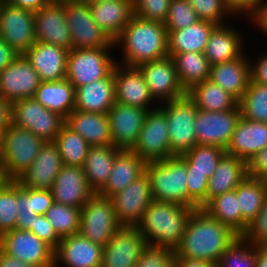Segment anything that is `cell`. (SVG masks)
Instances as JSON below:
<instances>
[{
  "label": "cell",
  "mask_w": 267,
  "mask_h": 267,
  "mask_svg": "<svg viewBox=\"0 0 267 267\" xmlns=\"http://www.w3.org/2000/svg\"><path fill=\"white\" fill-rule=\"evenodd\" d=\"M239 237L231 228L211 217L204 209L190 215L175 257L208 261L217 266L223 252Z\"/></svg>",
  "instance_id": "obj_1"
},
{
  "label": "cell",
  "mask_w": 267,
  "mask_h": 267,
  "mask_svg": "<svg viewBox=\"0 0 267 267\" xmlns=\"http://www.w3.org/2000/svg\"><path fill=\"white\" fill-rule=\"evenodd\" d=\"M167 41L168 32L163 23L133 15L114 43L123 45V66L137 67L168 56Z\"/></svg>",
  "instance_id": "obj_2"
},
{
  "label": "cell",
  "mask_w": 267,
  "mask_h": 267,
  "mask_svg": "<svg viewBox=\"0 0 267 267\" xmlns=\"http://www.w3.org/2000/svg\"><path fill=\"white\" fill-rule=\"evenodd\" d=\"M195 208L153 200L137 225L147 245L176 249Z\"/></svg>",
  "instance_id": "obj_3"
},
{
  "label": "cell",
  "mask_w": 267,
  "mask_h": 267,
  "mask_svg": "<svg viewBox=\"0 0 267 267\" xmlns=\"http://www.w3.org/2000/svg\"><path fill=\"white\" fill-rule=\"evenodd\" d=\"M45 141L12 123L1 135L0 170L4 180H17L38 156Z\"/></svg>",
  "instance_id": "obj_4"
},
{
  "label": "cell",
  "mask_w": 267,
  "mask_h": 267,
  "mask_svg": "<svg viewBox=\"0 0 267 267\" xmlns=\"http://www.w3.org/2000/svg\"><path fill=\"white\" fill-rule=\"evenodd\" d=\"M153 200L188 206L187 165L182 155L146 163Z\"/></svg>",
  "instance_id": "obj_5"
},
{
  "label": "cell",
  "mask_w": 267,
  "mask_h": 267,
  "mask_svg": "<svg viewBox=\"0 0 267 267\" xmlns=\"http://www.w3.org/2000/svg\"><path fill=\"white\" fill-rule=\"evenodd\" d=\"M158 108L167 119L169 144L173 156L182 155L197 145L194 121L198 108L187 94L164 102V106L158 105Z\"/></svg>",
  "instance_id": "obj_6"
},
{
  "label": "cell",
  "mask_w": 267,
  "mask_h": 267,
  "mask_svg": "<svg viewBox=\"0 0 267 267\" xmlns=\"http://www.w3.org/2000/svg\"><path fill=\"white\" fill-rule=\"evenodd\" d=\"M109 197L95 193L80 211L79 233L101 246H105L121 227Z\"/></svg>",
  "instance_id": "obj_7"
},
{
  "label": "cell",
  "mask_w": 267,
  "mask_h": 267,
  "mask_svg": "<svg viewBox=\"0 0 267 267\" xmlns=\"http://www.w3.org/2000/svg\"><path fill=\"white\" fill-rule=\"evenodd\" d=\"M11 123L47 142L55 141L65 125V118L43 107L34 97H29L11 103Z\"/></svg>",
  "instance_id": "obj_8"
},
{
  "label": "cell",
  "mask_w": 267,
  "mask_h": 267,
  "mask_svg": "<svg viewBox=\"0 0 267 267\" xmlns=\"http://www.w3.org/2000/svg\"><path fill=\"white\" fill-rule=\"evenodd\" d=\"M111 47L71 49L67 58L66 79L76 89L90 82L106 78L117 64L108 55Z\"/></svg>",
  "instance_id": "obj_9"
},
{
  "label": "cell",
  "mask_w": 267,
  "mask_h": 267,
  "mask_svg": "<svg viewBox=\"0 0 267 267\" xmlns=\"http://www.w3.org/2000/svg\"><path fill=\"white\" fill-rule=\"evenodd\" d=\"M72 49L114 47V41L93 20L89 4L81 0L64 2Z\"/></svg>",
  "instance_id": "obj_10"
},
{
  "label": "cell",
  "mask_w": 267,
  "mask_h": 267,
  "mask_svg": "<svg viewBox=\"0 0 267 267\" xmlns=\"http://www.w3.org/2000/svg\"><path fill=\"white\" fill-rule=\"evenodd\" d=\"M146 163L172 157L165 114L154 108L146 113L138 141L131 149Z\"/></svg>",
  "instance_id": "obj_11"
},
{
  "label": "cell",
  "mask_w": 267,
  "mask_h": 267,
  "mask_svg": "<svg viewBox=\"0 0 267 267\" xmlns=\"http://www.w3.org/2000/svg\"><path fill=\"white\" fill-rule=\"evenodd\" d=\"M0 249L37 267H54V249L31 231L15 228L2 234Z\"/></svg>",
  "instance_id": "obj_12"
},
{
  "label": "cell",
  "mask_w": 267,
  "mask_h": 267,
  "mask_svg": "<svg viewBox=\"0 0 267 267\" xmlns=\"http://www.w3.org/2000/svg\"><path fill=\"white\" fill-rule=\"evenodd\" d=\"M240 118L239 106L223 112L198 109L194 121L197 144L218 146L226 150Z\"/></svg>",
  "instance_id": "obj_13"
},
{
  "label": "cell",
  "mask_w": 267,
  "mask_h": 267,
  "mask_svg": "<svg viewBox=\"0 0 267 267\" xmlns=\"http://www.w3.org/2000/svg\"><path fill=\"white\" fill-rule=\"evenodd\" d=\"M34 11L4 1L0 10V37L19 55L36 43Z\"/></svg>",
  "instance_id": "obj_14"
},
{
  "label": "cell",
  "mask_w": 267,
  "mask_h": 267,
  "mask_svg": "<svg viewBox=\"0 0 267 267\" xmlns=\"http://www.w3.org/2000/svg\"><path fill=\"white\" fill-rule=\"evenodd\" d=\"M109 198L119 223L122 226H137L153 201L148 175L145 172L125 189L114 193Z\"/></svg>",
  "instance_id": "obj_15"
},
{
  "label": "cell",
  "mask_w": 267,
  "mask_h": 267,
  "mask_svg": "<svg viewBox=\"0 0 267 267\" xmlns=\"http://www.w3.org/2000/svg\"><path fill=\"white\" fill-rule=\"evenodd\" d=\"M137 68L143 74L154 101L169 102L187 94L180 85L174 61L170 56L141 63Z\"/></svg>",
  "instance_id": "obj_16"
},
{
  "label": "cell",
  "mask_w": 267,
  "mask_h": 267,
  "mask_svg": "<svg viewBox=\"0 0 267 267\" xmlns=\"http://www.w3.org/2000/svg\"><path fill=\"white\" fill-rule=\"evenodd\" d=\"M146 245L137 226H121L103 247L101 267H136Z\"/></svg>",
  "instance_id": "obj_17"
},
{
  "label": "cell",
  "mask_w": 267,
  "mask_h": 267,
  "mask_svg": "<svg viewBox=\"0 0 267 267\" xmlns=\"http://www.w3.org/2000/svg\"><path fill=\"white\" fill-rule=\"evenodd\" d=\"M41 79L24 55L0 71V97L12 103L33 97Z\"/></svg>",
  "instance_id": "obj_18"
},
{
  "label": "cell",
  "mask_w": 267,
  "mask_h": 267,
  "mask_svg": "<svg viewBox=\"0 0 267 267\" xmlns=\"http://www.w3.org/2000/svg\"><path fill=\"white\" fill-rule=\"evenodd\" d=\"M35 39L54 44L68 51L72 49V37L66 22L64 2H50L34 11Z\"/></svg>",
  "instance_id": "obj_19"
},
{
  "label": "cell",
  "mask_w": 267,
  "mask_h": 267,
  "mask_svg": "<svg viewBox=\"0 0 267 267\" xmlns=\"http://www.w3.org/2000/svg\"><path fill=\"white\" fill-rule=\"evenodd\" d=\"M147 112V109L115 102L107 113L112 145L131 150L138 141Z\"/></svg>",
  "instance_id": "obj_20"
},
{
  "label": "cell",
  "mask_w": 267,
  "mask_h": 267,
  "mask_svg": "<svg viewBox=\"0 0 267 267\" xmlns=\"http://www.w3.org/2000/svg\"><path fill=\"white\" fill-rule=\"evenodd\" d=\"M62 165L58 146L54 141H47L34 162L17 181L24 188L51 190Z\"/></svg>",
  "instance_id": "obj_21"
},
{
  "label": "cell",
  "mask_w": 267,
  "mask_h": 267,
  "mask_svg": "<svg viewBox=\"0 0 267 267\" xmlns=\"http://www.w3.org/2000/svg\"><path fill=\"white\" fill-rule=\"evenodd\" d=\"M54 202L82 208L95 194L83 167L62 165L51 188Z\"/></svg>",
  "instance_id": "obj_22"
},
{
  "label": "cell",
  "mask_w": 267,
  "mask_h": 267,
  "mask_svg": "<svg viewBox=\"0 0 267 267\" xmlns=\"http://www.w3.org/2000/svg\"><path fill=\"white\" fill-rule=\"evenodd\" d=\"M103 246L93 243L80 233L62 238L54 249V267H101Z\"/></svg>",
  "instance_id": "obj_23"
},
{
  "label": "cell",
  "mask_w": 267,
  "mask_h": 267,
  "mask_svg": "<svg viewBox=\"0 0 267 267\" xmlns=\"http://www.w3.org/2000/svg\"><path fill=\"white\" fill-rule=\"evenodd\" d=\"M113 72L116 102L148 111L153 110L148 107L154 98L150 94L143 74L137 67L121 66V63H117Z\"/></svg>",
  "instance_id": "obj_24"
},
{
  "label": "cell",
  "mask_w": 267,
  "mask_h": 267,
  "mask_svg": "<svg viewBox=\"0 0 267 267\" xmlns=\"http://www.w3.org/2000/svg\"><path fill=\"white\" fill-rule=\"evenodd\" d=\"M68 53L62 47L36 41L24 57L37 71L41 82H48L66 78Z\"/></svg>",
  "instance_id": "obj_25"
},
{
  "label": "cell",
  "mask_w": 267,
  "mask_h": 267,
  "mask_svg": "<svg viewBox=\"0 0 267 267\" xmlns=\"http://www.w3.org/2000/svg\"><path fill=\"white\" fill-rule=\"evenodd\" d=\"M267 145V123L240 118L226 148V154L248 162Z\"/></svg>",
  "instance_id": "obj_26"
},
{
  "label": "cell",
  "mask_w": 267,
  "mask_h": 267,
  "mask_svg": "<svg viewBox=\"0 0 267 267\" xmlns=\"http://www.w3.org/2000/svg\"><path fill=\"white\" fill-rule=\"evenodd\" d=\"M116 102L114 72L75 89V110L107 114Z\"/></svg>",
  "instance_id": "obj_27"
},
{
  "label": "cell",
  "mask_w": 267,
  "mask_h": 267,
  "mask_svg": "<svg viewBox=\"0 0 267 267\" xmlns=\"http://www.w3.org/2000/svg\"><path fill=\"white\" fill-rule=\"evenodd\" d=\"M92 18L115 41L134 15L133 0H105L89 4Z\"/></svg>",
  "instance_id": "obj_28"
},
{
  "label": "cell",
  "mask_w": 267,
  "mask_h": 267,
  "mask_svg": "<svg viewBox=\"0 0 267 267\" xmlns=\"http://www.w3.org/2000/svg\"><path fill=\"white\" fill-rule=\"evenodd\" d=\"M65 125L83 137L90 146H108L112 144L107 114L74 109L65 119Z\"/></svg>",
  "instance_id": "obj_29"
},
{
  "label": "cell",
  "mask_w": 267,
  "mask_h": 267,
  "mask_svg": "<svg viewBox=\"0 0 267 267\" xmlns=\"http://www.w3.org/2000/svg\"><path fill=\"white\" fill-rule=\"evenodd\" d=\"M209 80L239 101L251 82L250 63L247 57L243 54L238 59L211 66Z\"/></svg>",
  "instance_id": "obj_30"
},
{
  "label": "cell",
  "mask_w": 267,
  "mask_h": 267,
  "mask_svg": "<svg viewBox=\"0 0 267 267\" xmlns=\"http://www.w3.org/2000/svg\"><path fill=\"white\" fill-rule=\"evenodd\" d=\"M146 162L135 152L122 149L114 160L109 180L98 192L100 196L110 197L125 189L130 183L145 173Z\"/></svg>",
  "instance_id": "obj_31"
},
{
  "label": "cell",
  "mask_w": 267,
  "mask_h": 267,
  "mask_svg": "<svg viewBox=\"0 0 267 267\" xmlns=\"http://www.w3.org/2000/svg\"><path fill=\"white\" fill-rule=\"evenodd\" d=\"M239 32L227 25H217L210 33L204 55L210 66L240 58L243 40Z\"/></svg>",
  "instance_id": "obj_32"
},
{
  "label": "cell",
  "mask_w": 267,
  "mask_h": 267,
  "mask_svg": "<svg viewBox=\"0 0 267 267\" xmlns=\"http://www.w3.org/2000/svg\"><path fill=\"white\" fill-rule=\"evenodd\" d=\"M247 162L236 156L225 154L209 178L206 204L214 197L233 191L246 177Z\"/></svg>",
  "instance_id": "obj_33"
},
{
  "label": "cell",
  "mask_w": 267,
  "mask_h": 267,
  "mask_svg": "<svg viewBox=\"0 0 267 267\" xmlns=\"http://www.w3.org/2000/svg\"><path fill=\"white\" fill-rule=\"evenodd\" d=\"M217 25L210 21L199 20L197 23L181 30H167L168 55L186 52H201L207 46L210 33Z\"/></svg>",
  "instance_id": "obj_34"
},
{
  "label": "cell",
  "mask_w": 267,
  "mask_h": 267,
  "mask_svg": "<svg viewBox=\"0 0 267 267\" xmlns=\"http://www.w3.org/2000/svg\"><path fill=\"white\" fill-rule=\"evenodd\" d=\"M33 97L43 107L65 119L75 108V88L66 78L41 82Z\"/></svg>",
  "instance_id": "obj_35"
},
{
  "label": "cell",
  "mask_w": 267,
  "mask_h": 267,
  "mask_svg": "<svg viewBox=\"0 0 267 267\" xmlns=\"http://www.w3.org/2000/svg\"><path fill=\"white\" fill-rule=\"evenodd\" d=\"M241 211V236L261 211L267 187L264 178L247 176L235 189Z\"/></svg>",
  "instance_id": "obj_36"
},
{
  "label": "cell",
  "mask_w": 267,
  "mask_h": 267,
  "mask_svg": "<svg viewBox=\"0 0 267 267\" xmlns=\"http://www.w3.org/2000/svg\"><path fill=\"white\" fill-rule=\"evenodd\" d=\"M122 149L115 146H90L83 166L89 186L98 193L107 183L116 155Z\"/></svg>",
  "instance_id": "obj_37"
},
{
  "label": "cell",
  "mask_w": 267,
  "mask_h": 267,
  "mask_svg": "<svg viewBox=\"0 0 267 267\" xmlns=\"http://www.w3.org/2000/svg\"><path fill=\"white\" fill-rule=\"evenodd\" d=\"M187 95L203 111L223 112L238 106L234 96L209 79L194 85Z\"/></svg>",
  "instance_id": "obj_38"
},
{
  "label": "cell",
  "mask_w": 267,
  "mask_h": 267,
  "mask_svg": "<svg viewBox=\"0 0 267 267\" xmlns=\"http://www.w3.org/2000/svg\"><path fill=\"white\" fill-rule=\"evenodd\" d=\"M168 56L173 59L180 85L186 92L209 79L211 66L204 53L186 52Z\"/></svg>",
  "instance_id": "obj_39"
},
{
  "label": "cell",
  "mask_w": 267,
  "mask_h": 267,
  "mask_svg": "<svg viewBox=\"0 0 267 267\" xmlns=\"http://www.w3.org/2000/svg\"><path fill=\"white\" fill-rule=\"evenodd\" d=\"M202 209L241 236V211L235 190L212 198Z\"/></svg>",
  "instance_id": "obj_40"
},
{
  "label": "cell",
  "mask_w": 267,
  "mask_h": 267,
  "mask_svg": "<svg viewBox=\"0 0 267 267\" xmlns=\"http://www.w3.org/2000/svg\"><path fill=\"white\" fill-rule=\"evenodd\" d=\"M54 142L58 146L64 165L84 166L90 145L83 137L64 125Z\"/></svg>",
  "instance_id": "obj_41"
},
{
  "label": "cell",
  "mask_w": 267,
  "mask_h": 267,
  "mask_svg": "<svg viewBox=\"0 0 267 267\" xmlns=\"http://www.w3.org/2000/svg\"><path fill=\"white\" fill-rule=\"evenodd\" d=\"M225 154L226 150L221 147L197 144L182 156L186 161L187 171L205 173L210 178Z\"/></svg>",
  "instance_id": "obj_42"
},
{
  "label": "cell",
  "mask_w": 267,
  "mask_h": 267,
  "mask_svg": "<svg viewBox=\"0 0 267 267\" xmlns=\"http://www.w3.org/2000/svg\"><path fill=\"white\" fill-rule=\"evenodd\" d=\"M238 106L242 118L267 123V84L250 82Z\"/></svg>",
  "instance_id": "obj_43"
},
{
  "label": "cell",
  "mask_w": 267,
  "mask_h": 267,
  "mask_svg": "<svg viewBox=\"0 0 267 267\" xmlns=\"http://www.w3.org/2000/svg\"><path fill=\"white\" fill-rule=\"evenodd\" d=\"M81 208L53 202L45 213L60 239L78 234Z\"/></svg>",
  "instance_id": "obj_44"
},
{
  "label": "cell",
  "mask_w": 267,
  "mask_h": 267,
  "mask_svg": "<svg viewBox=\"0 0 267 267\" xmlns=\"http://www.w3.org/2000/svg\"><path fill=\"white\" fill-rule=\"evenodd\" d=\"M17 217V180H3L0 183V236L16 228Z\"/></svg>",
  "instance_id": "obj_45"
},
{
  "label": "cell",
  "mask_w": 267,
  "mask_h": 267,
  "mask_svg": "<svg viewBox=\"0 0 267 267\" xmlns=\"http://www.w3.org/2000/svg\"><path fill=\"white\" fill-rule=\"evenodd\" d=\"M256 262L257 246L239 236L223 252L216 267H256Z\"/></svg>",
  "instance_id": "obj_46"
},
{
  "label": "cell",
  "mask_w": 267,
  "mask_h": 267,
  "mask_svg": "<svg viewBox=\"0 0 267 267\" xmlns=\"http://www.w3.org/2000/svg\"><path fill=\"white\" fill-rule=\"evenodd\" d=\"M199 20L188 0H171L164 26L167 30H181Z\"/></svg>",
  "instance_id": "obj_47"
},
{
  "label": "cell",
  "mask_w": 267,
  "mask_h": 267,
  "mask_svg": "<svg viewBox=\"0 0 267 267\" xmlns=\"http://www.w3.org/2000/svg\"><path fill=\"white\" fill-rule=\"evenodd\" d=\"M200 20L224 25V15L232 14L225 0H188Z\"/></svg>",
  "instance_id": "obj_48"
},
{
  "label": "cell",
  "mask_w": 267,
  "mask_h": 267,
  "mask_svg": "<svg viewBox=\"0 0 267 267\" xmlns=\"http://www.w3.org/2000/svg\"><path fill=\"white\" fill-rule=\"evenodd\" d=\"M136 267H175V250L146 245L142 249Z\"/></svg>",
  "instance_id": "obj_49"
},
{
  "label": "cell",
  "mask_w": 267,
  "mask_h": 267,
  "mask_svg": "<svg viewBox=\"0 0 267 267\" xmlns=\"http://www.w3.org/2000/svg\"><path fill=\"white\" fill-rule=\"evenodd\" d=\"M171 0H133L134 15L154 22H165Z\"/></svg>",
  "instance_id": "obj_50"
},
{
  "label": "cell",
  "mask_w": 267,
  "mask_h": 267,
  "mask_svg": "<svg viewBox=\"0 0 267 267\" xmlns=\"http://www.w3.org/2000/svg\"><path fill=\"white\" fill-rule=\"evenodd\" d=\"M208 181L205 173L187 171L188 207L197 209L206 205Z\"/></svg>",
  "instance_id": "obj_51"
},
{
  "label": "cell",
  "mask_w": 267,
  "mask_h": 267,
  "mask_svg": "<svg viewBox=\"0 0 267 267\" xmlns=\"http://www.w3.org/2000/svg\"><path fill=\"white\" fill-rule=\"evenodd\" d=\"M17 203H18V217L16 222V229L29 230L35 220L37 214L32 210L31 206V189L24 188L17 181Z\"/></svg>",
  "instance_id": "obj_52"
},
{
  "label": "cell",
  "mask_w": 267,
  "mask_h": 267,
  "mask_svg": "<svg viewBox=\"0 0 267 267\" xmlns=\"http://www.w3.org/2000/svg\"><path fill=\"white\" fill-rule=\"evenodd\" d=\"M242 236L255 246H267V195L261 211Z\"/></svg>",
  "instance_id": "obj_53"
},
{
  "label": "cell",
  "mask_w": 267,
  "mask_h": 267,
  "mask_svg": "<svg viewBox=\"0 0 267 267\" xmlns=\"http://www.w3.org/2000/svg\"><path fill=\"white\" fill-rule=\"evenodd\" d=\"M28 231L34 233L39 239L45 241L53 249H55L61 241L45 215H37L33 225H31V228Z\"/></svg>",
  "instance_id": "obj_54"
},
{
  "label": "cell",
  "mask_w": 267,
  "mask_h": 267,
  "mask_svg": "<svg viewBox=\"0 0 267 267\" xmlns=\"http://www.w3.org/2000/svg\"><path fill=\"white\" fill-rule=\"evenodd\" d=\"M53 202L51 190L31 189V206L37 215H45Z\"/></svg>",
  "instance_id": "obj_55"
},
{
  "label": "cell",
  "mask_w": 267,
  "mask_h": 267,
  "mask_svg": "<svg viewBox=\"0 0 267 267\" xmlns=\"http://www.w3.org/2000/svg\"><path fill=\"white\" fill-rule=\"evenodd\" d=\"M247 174L253 178L267 176V145L247 162Z\"/></svg>",
  "instance_id": "obj_56"
},
{
  "label": "cell",
  "mask_w": 267,
  "mask_h": 267,
  "mask_svg": "<svg viewBox=\"0 0 267 267\" xmlns=\"http://www.w3.org/2000/svg\"><path fill=\"white\" fill-rule=\"evenodd\" d=\"M232 13H245L252 16L265 2L264 0H225Z\"/></svg>",
  "instance_id": "obj_57"
},
{
  "label": "cell",
  "mask_w": 267,
  "mask_h": 267,
  "mask_svg": "<svg viewBox=\"0 0 267 267\" xmlns=\"http://www.w3.org/2000/svg\"><path fill=\"white\" fill-rule=\"evenodd\" d=\"M250 64V76L251 82L258 84H267V54L254 63L253 66Z\"/></svg>",
  "instance_id": "obj_58"
},
{
  "label": "cell",
  "mask_w": 267,
  "mask_h": 267,
  "mask_svg": "<svg viewBox=\"0 0 267 267\" xmlns=\"http://www.w3.org/2000/svg\"><path fill=\"white\" fill-rule=\"evenodd\" d=\"M19 54L0 37V71L11 64Z\"/></svg>",
  "instance_id": "obj_59"
},
{
  "label": "cell",
  "mask_w": 267,
  "mask_h": 267,
  "mask_svg": "<svg viewBox=\"0 0 267 267\" xmlns=\"http://www.w3.org/2000/svg\"><path fill=\"white\" fill-rule=\"evenodd\" d=\"M10 5L18 8L28 9L31 11H38L45 5L49 4L51 0H5Z\"/></svg>",
  "instance_id": "obj_60"
},
{
  "label": "cell",
  "mask_w": 267,
  "mask_h": 267,
  "mask_svg": "<svg viewBox=\"0 0 267 267\" xmlns=\"http://www.w3.org/2000/svg\"><path fill=\"white\" fill-rule=\"evenodd\" d=\"M11 124V103L0 97V134Z\"/></svg>",
  "instance_id": "obj_61"
},
{
  "label": "cell",
  "mask_w": 267,
  "mask_h": 267,
  "mask_svg": "<svg viewBox=\"0 0 267 267\" xmlns=\"http://www.w3.org/2000/svg\"><path fill=\"white\" fill-rule=\"evenodd\" d=\"M175 267H216L214 264L194 258L175 257Z\"/></svg>",
  "instance_id": "obj_62"
},
{
  "label": "cell",
  "mask_w": 267,
  "mask_h": 267,
  "mask_svg": "<svg viewBox=\"0 0 267 267\" xmlns=\"http://www.w3.org/2000/svg\"><path fill=\"white\" fill-rule=\"evenodd\" d=\"M0 267H37L33 264L20 261L0 249Z\"/></svg>",
  "instance_id": "obj_63"
},
{
  "label": "cell",
  "mask_w": 267,
  "mask_h": 267,
  "mask_svg": "<svg viewBox=\"0 0 267 267\" xmlns=\"http://www.w3.org/2000/svg\"><path fill=\"white\" fill-rule=\"evenodd\" d=\"M250 18L267 35V0Z\"/></svg>",
  "instance_id": "obj_64"
},
{
  "label": "cell",
  "mask_w": 267,
  "mask_h": 267,
  "mask_svg": "<svg viewBox=\"0 0 267 267\" xmlns=\"http://www.w3.org/2000/svg\"><path fill=\"white\" fill-rule=\"evenodd\" d=\"M256 267H267V246H257Z\"/></svg>",
  "instance_id": "obj_65"
},
{
  "label": "cell",
  "mask_w": 267,
  "mask_h": 267,
  "mask_svg": "<svg viewBox=\"0 0 267 267\" xmlns=\"http://www.w3.org/2000/svg\"><path fill=\"white\" fill-rule=\"evenodd\" d=\"M81 1L86 2L88 4H94V3L102 2V1H105V0H81Z\"/></svg>",
  "instance_id": "obj_66"
},
{
  "label": "cell",
  "mask_w": 267,
  "mask_h": 267,
  "mask_svg": "<svg viewBox=\"0 0 267 267\" xmlns=\"http://www.w3.org/2000/svg\"><path fill=\"white\" fill-rule=\"evenodd\" d=\"M66 1H72V0H51V2H66Z\"/></svg>",
  "instance_id": "obj_67"
},
{
  "label": "cell",
  "mask_w": 267,
  "mask_h": 267,
  "mask_svg": "<svg viewBox=\"0 0 267 267\" xmlns=\"http://www.w3.org/2000/svg\"><path fill=\"white\" fill-rule=\"evenodd\" d=\"M3 177H2V173H1V170H0V183L3 181Z\"/></svg>",
  "instance_id": "obj_68"
},
{
  "label": "cell",
  "mask_w": 267,
  "mask_h": 267,
  "mask_svg": "<svg viewBox=\"0 0 267 267\" xmlns=\"http://www.w3.org/2000/svg\"><path fill=\"white\" fill-rule=\"evenodd\" d=\"M5 0H0V10Z\"/></svg>",
  "instance_id": "obj_69"
},
{
  "label": "cell",
  "mask_w": 267,
  "mask_h": 267,
  "mask_svg": "<svg viewBox=\"0 0 267 267\" xmlns=\"http://www.w3.org/2000/svg\"><path fill=\"white\" fill-rule=\"evenodd\" d=\"M265 183H266V187H267V176L264 177Z\"/></svg>",
  "instance_id": "obj_70"
},
{
  "label": "cell",
  "mask_w": 267,
  "mask_h": 267,
  "mask_svg": "<svg viewBox=\"0 0 267 267\" xmlns=\"http://www.w3.org/2000/svg\"><path fill=\"white\" fill-rule=\"evenodd\" d=\"M0 152H1V134H0Z\"/></svg>",
  "instance_id": "obj_71"
}]
</instances>
